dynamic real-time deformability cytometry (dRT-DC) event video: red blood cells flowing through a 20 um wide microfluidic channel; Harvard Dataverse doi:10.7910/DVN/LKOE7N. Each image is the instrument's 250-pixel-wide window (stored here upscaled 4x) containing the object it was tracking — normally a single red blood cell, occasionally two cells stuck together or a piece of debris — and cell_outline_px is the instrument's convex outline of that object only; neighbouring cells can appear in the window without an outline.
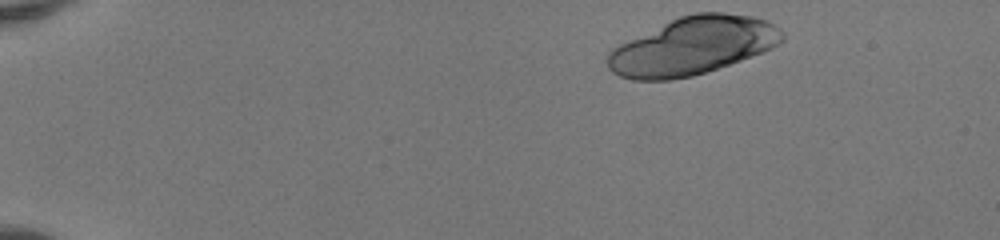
{"species": "human", "species_latin": "Homo sapiens", "temperature_condition": "room temperature", "stored_images_in_passage": 43, "camera_frame_rate_fps": 3000, "um_per_image_px": 0.085, "donor": {"sex": "female"}, "frame": {"image": 1, "passage_image": 1, "time_ms": 0.0, "image_size_px": [1000, 240], "cell_outline_px": [[784, 40], [772, 48], [764, 52], [692, 76], [672, 80], [632, 80], [620, 76], [612, 72], [608, 68], [608, 52], [612, 48], [620, 44], [680, 16], [696, 12], [724, 12], [752, 16], [768, 20], [780, 28], [784, 32]], "centroid_in_image_um": [58.91, 3.9], "position_along_channel_um": 26.1, "area_um2": 58.44}}